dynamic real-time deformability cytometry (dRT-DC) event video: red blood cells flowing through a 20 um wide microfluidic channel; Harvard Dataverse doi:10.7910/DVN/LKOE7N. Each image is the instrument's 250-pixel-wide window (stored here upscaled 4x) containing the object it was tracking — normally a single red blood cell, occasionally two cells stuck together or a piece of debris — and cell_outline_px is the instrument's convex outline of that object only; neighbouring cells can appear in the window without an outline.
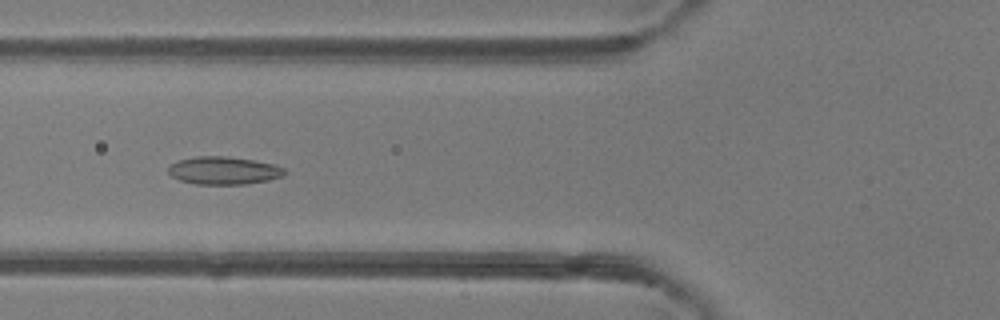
{"species": "common noctule bat (a hibernating species)", "species_latin": "Nyctalus noctula", "temperature_condition": "room temperature", "stored_images_in_passage": 5, "camera_frame_rate_fps": 3000, "um_per_image_px": 0.085, "animal": {"sex": "female"}, "frame": {"image": 1, "passage_image": 5, "time_ms": 1.333, "image_size_px": [1000, 320], "cell_outline_px": [[288, 172], [284, 176], [268, 180], [244, 184], [196, 184], [180, 180], [172, 176], [168, 172], [168, 168], [172, 164], [180, 160], [196, 156], [228, 156], [252, 160], [272, 164], [284, 168]], "centroid_in_image_um": [19.04, 14.49], "position_along_channel_um": 106.8, "area_um2": 18.73}}